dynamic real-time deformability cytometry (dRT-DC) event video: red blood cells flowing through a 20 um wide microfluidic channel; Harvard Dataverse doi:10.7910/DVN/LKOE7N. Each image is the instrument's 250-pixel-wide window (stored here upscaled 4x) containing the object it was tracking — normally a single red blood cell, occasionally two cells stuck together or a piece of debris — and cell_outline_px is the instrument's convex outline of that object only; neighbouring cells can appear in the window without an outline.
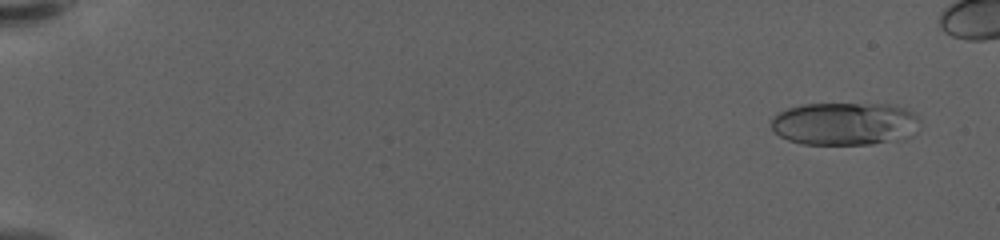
{"species": "human", "species_latin": "Homo sapiens", "temperature_condition": "warm", "stored_images_in_passage": 57, "camera_frame_rate_fps": 3000, "um_per_image_px": 0.085, "donor": {"sex": "female"}, "frame": {"image": 1, "passage_image": 4, "time_ms": 1.0, "image_size_px": [1000, 240], "cell_outline_px": [[920, 120], [916, 132], [912, 136], [872, 144], [804, 144], [788, 140], [780, 136], [772, 128], [772, 116], [788, 108], [800, 104], [888, 104], [904, 108], [912, 112]], "centroid_in_image_um": [71.8, 10.51], "position_along_channel_um": 13.2, "area_um2": 37.17}}
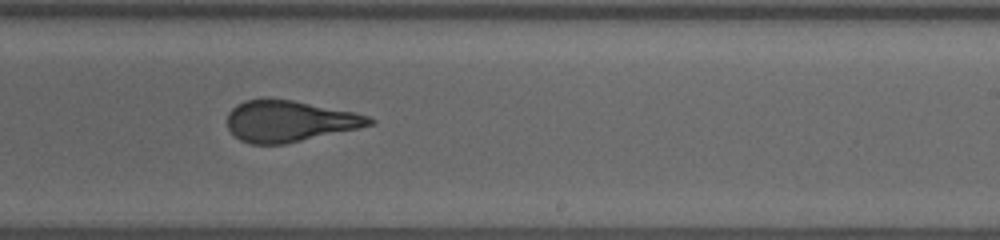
{"frame": {"image": 2, "passage_image": 39, "time_ms": 12.667, "image_size_px": [1000, 240], "cell_outline_px": [[376, 120], [372, 124], [356, 128], [284, 144], [252, 144], [240, 140], [228, 128], [228, 112], [236, 104], [244, 100], [292, 100], [352, 112], [368, 116]], "centroid_in_image_um": [24.56, 10.3], "position_along_channel_um": 264.4, "area_um2": 33.29}}
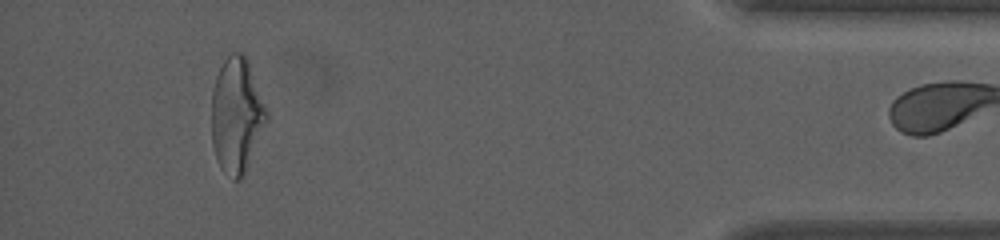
{"frame": {"image": 3, "passage_image": 56, "time_ms": 18.333, "image_size_px": [1000, 240], "cell_outline_px": [[268, 116], [244, 176], [240, 180], [232, 180], [220, 168], [212, 144], [212, 92], [216, 76], [224, 60], [232, 52], [244, 52], [248, 60], [268, 112]], "centroid_in_image_um": [20.1, 9.8], "position_along_channel_um": 415.1, "area_um2": 36.82}}